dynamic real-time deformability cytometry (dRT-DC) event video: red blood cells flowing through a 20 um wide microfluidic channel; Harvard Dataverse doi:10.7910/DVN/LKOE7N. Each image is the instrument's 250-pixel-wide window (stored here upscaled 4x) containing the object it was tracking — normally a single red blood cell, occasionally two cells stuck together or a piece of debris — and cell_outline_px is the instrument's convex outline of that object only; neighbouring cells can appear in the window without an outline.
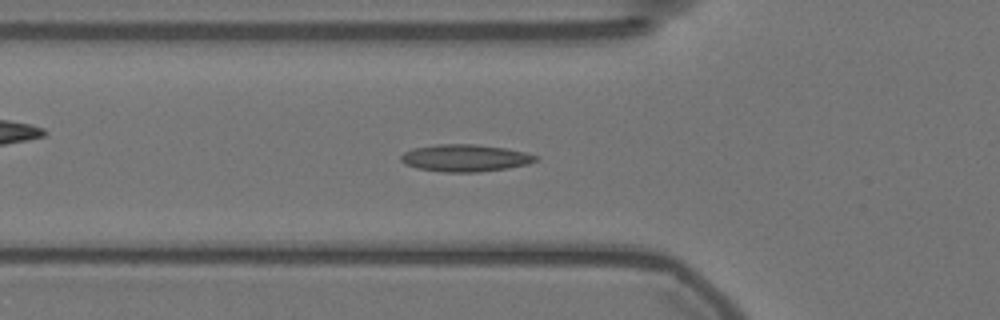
{"species": "Egyptian fruit bat (a non-hibernating species)", "species_latin": "Rousettus aegyptiacus", "temperature_condition": "warm", "stored_images_in_passage": 47, "camera_frame_rate_fps": 3000, "um_per_image_px": 0.085, "animal": {"sex": "female"}, "frame": {"image": 1, "passage_image": 15, "time_ms": 4.667, "image_size_px": [1000, 320], "cell_outline_px": [[536, 160], [528, 164], [508, 168], [480, 172], [444, 172], [416, 168], [404, 164], [400, 160], [400, 156], [404, 152], [412, 148], [436, 144], [476, 144], [508, 148], [524, 152], [536, 156]], "centroid_in_image_um": [39.5, 13.43], "position_along_channel_um": 86.3, "area_um2": 21.44}}
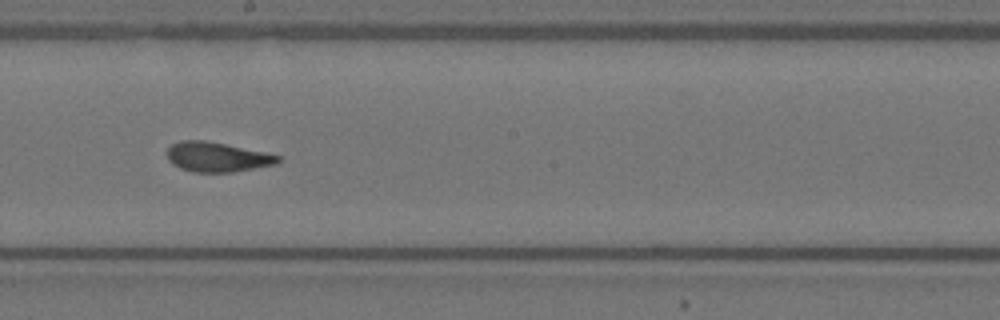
{"frame": {"image": 2, "passage_image": 27, "time_ms": 8.667, "image_size_px": [1000, 320], "cell_outline_px": [[280, 160], [276, 164], [232, 172], [196, 172], [180, 168], [172, 164], [168, 160], [168, 148], [172, 144], [180, 140], [204, 140], [264, 152], [280, 156]], "centroid_in_image_um": [18.43, 13.34], "position_along_channel_um": 229.8, "area_um2": 18.96}}
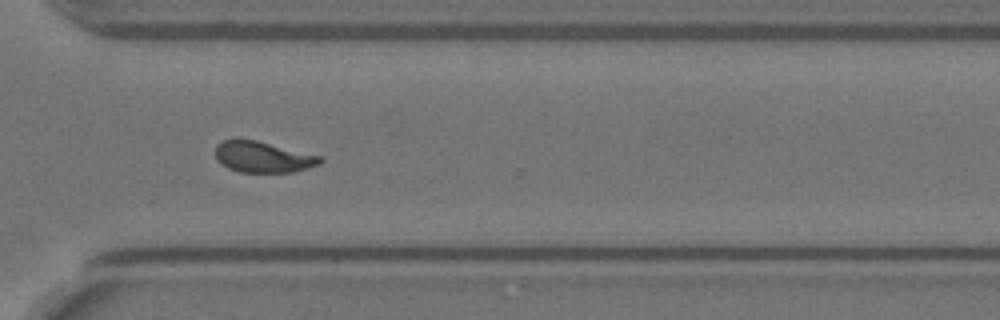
{"frame": {"image": 3, "passage_image": 37, "time_ms": 12.0, "image_size_px": [1000, 320], "cell_outline_px": [[324, 160], [320, 164], [308, 168], [292, 172], [240, 172], [228, 168], [220, 164], [216, 156], [216, 144], [224, 140], [236, 136], [256, 140], [320, 156]], "centroid_in_image_um": [22.3, 13.32], "position_along_channel_um": 348.3, "area_um2": 19.19}, "authors_computed_cell_mechanics": {"area_um2": 19.2474, "velocity_mm_per_s": 3.5721, "shape_relaxation_time_tau1_ms": null, "shape_relaxation_time_tau2_ms": 1.6886, "deformation_change_tau1": null, "deformation_change_tau2": 0.0865}}